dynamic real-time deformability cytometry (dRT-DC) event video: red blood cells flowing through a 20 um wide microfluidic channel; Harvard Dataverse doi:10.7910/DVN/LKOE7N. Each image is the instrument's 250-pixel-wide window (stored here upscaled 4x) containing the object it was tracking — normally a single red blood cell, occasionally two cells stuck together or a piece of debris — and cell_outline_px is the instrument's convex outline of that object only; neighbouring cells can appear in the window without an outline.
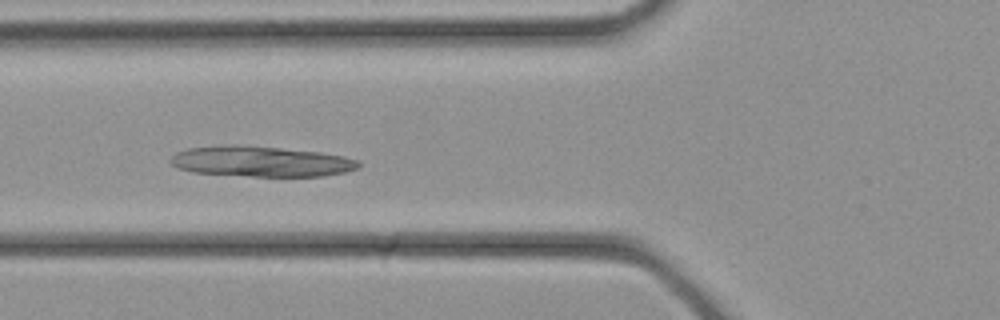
{"species": "common noctule bat (a hibernating species)", "species_latin": "Nyctalus noctula", "temperature_condition": "cold", "stored_images_in_passage": 19, "camera_frame_rate_fps": 3000, "um_per_image_px": 0.085, "animal": {"sex": "female", "body_mass_g": 21.9}, "frame": {"image": 1, "passage_image": 13, "time_ms": 4.0, "image_size_px": [1000, 320], "cell_outline_px": [[360, 164], [356, 168], [344, 172], [324, 176], [252, 176], [192, 172], [176, 168], [168, 160], [176, 152], [188, 148], [224, 144], [236, 144], [280, 148], [320, 152], [344, 156], [360, 160]], "centroid_in_image_um": [22.14, 13.71], "position_along_channel_um": 103.7, "area_um2": 33.58}}
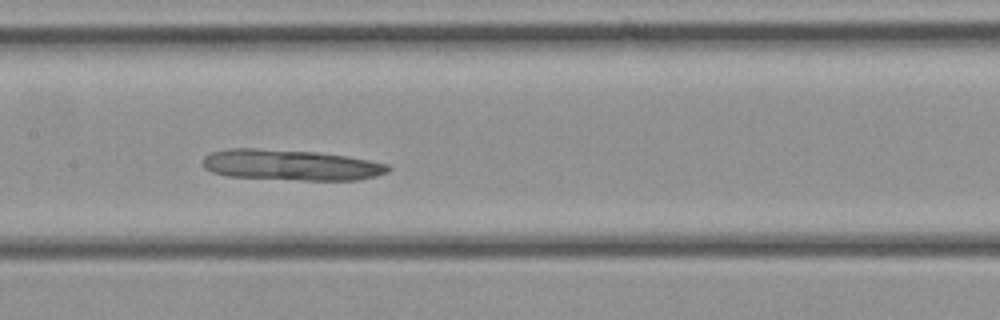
{"frame": {"image": 2, "passage_image": 17, "time_ms": 5.333, "image_size_px": [1000, 320], "cell_outline_px": [[392, 168], [388, 172], [376, 176], [356, 180], [300, 180], [228, 176], [212, 172], [204, 168], [204, 156], [212, 152], [228, 148], [256, 148], [316, 152], [348, 156], [388, 164]], "centroid_in_image_um": [24.73, 14.02], "position_along_channel_um": 182.7, "area_um2": 33.23}}
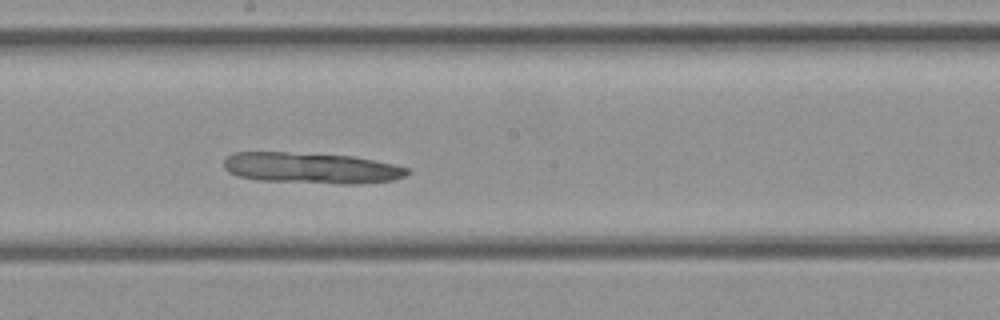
{"frame": {"image": 3, "passage_image": 19, "time_ms": 6.0, "image_size_px": [1000, 320], "cell_outline_px": [[412, 172], [404, 176], [392, 180], [356, 184], [340, 184], [256, 180], [240, 176], [228, 172], [224, 168], [224, 160], [232, 152], [288, 152], [352, 156], [392, 164], [408, 168]], "centroid_in_image_um": [26.44, 14.28], "position_along_channel_um": 221.8, "area_um2": 33.06}}